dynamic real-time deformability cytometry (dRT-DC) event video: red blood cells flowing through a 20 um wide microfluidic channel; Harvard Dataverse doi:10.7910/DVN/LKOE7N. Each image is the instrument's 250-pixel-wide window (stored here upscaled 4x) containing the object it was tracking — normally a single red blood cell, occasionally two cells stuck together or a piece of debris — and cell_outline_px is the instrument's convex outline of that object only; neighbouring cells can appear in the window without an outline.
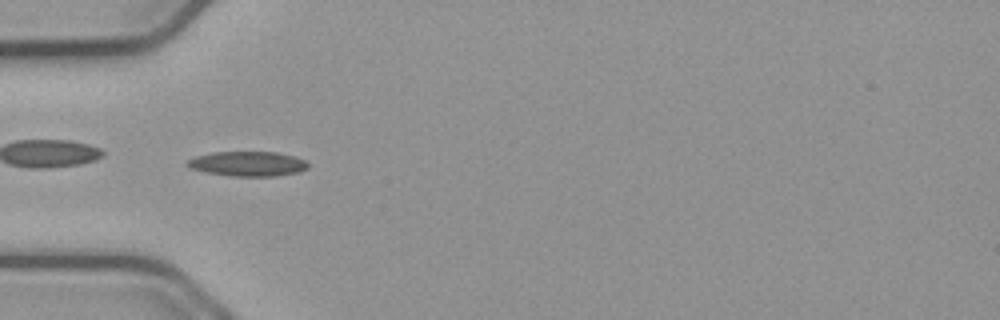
{"species": "common noctule bat (a hibernating species)", "species_latin": "Nyctalus noctula", "temperature_condition": "cold", "stored_images_in_passage": 41, "camera_frame_rate_fps": 3000, "um_per_image_px": 0.085, "animal": {"sex": "male", "body_mass_g": 23.1, "forearm_length_mm": 52.7}, "frame": {"image": 1, "passage_image": 18, "time_ms": 5.667, "image_size_px": [1000, 320], "cell_outline_px": [[308, 168], [300, 172], [276, 176], [232, 176], [208, 172], [192, 168], [184, 164], [188, 160], [196, 156], [212, 152], [276, 152], [292, 156], [304, 160], [308, 164]], "centroid_in_image_um": [21.07, 13.92], "position_along_channel_um": 63.9, "area_um2": 17.28}}
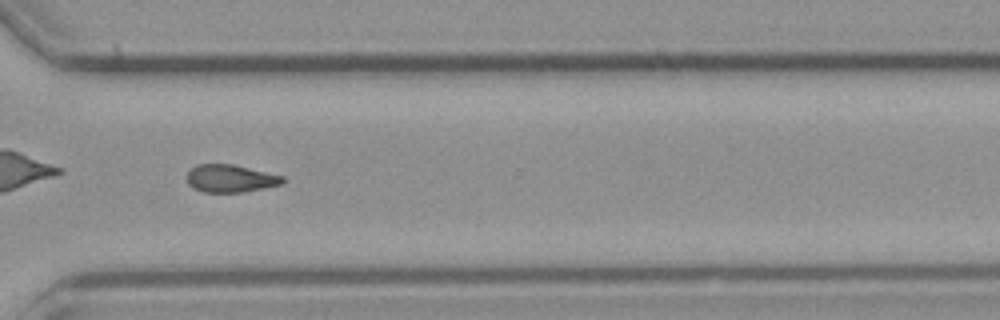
{"frame": {"image": 2, "passage_image": 41, "time_ms": 13.333, "image_size_px": [1000, 320], "cell_outline_px": [[284, 184], [244, 192], [204, 192], [192, 188], [188, 184], [188, 172], [196, 164], [232, 164], [284, 176]], "centroid_in_image_um": [19.6, 15.17], "position_along_channel_um": 351.0, "area_um2": 15.43}}